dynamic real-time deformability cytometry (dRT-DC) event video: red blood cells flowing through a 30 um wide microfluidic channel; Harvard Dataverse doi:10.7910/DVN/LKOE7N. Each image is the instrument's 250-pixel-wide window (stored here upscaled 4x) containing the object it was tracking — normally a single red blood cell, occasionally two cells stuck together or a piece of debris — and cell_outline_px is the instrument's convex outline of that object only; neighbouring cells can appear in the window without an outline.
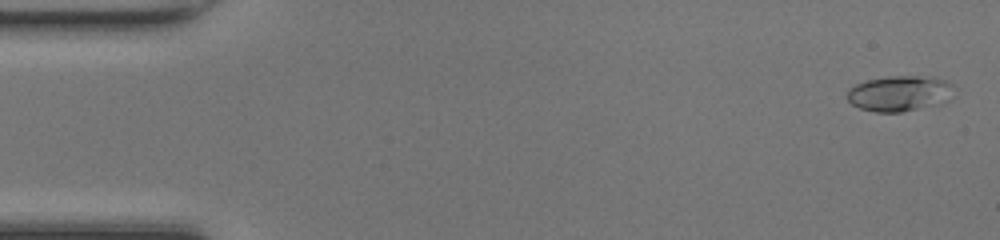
{"species": "common noctule bat (a hibernating species)", "species_latin": "Nyctalus noctula", "temperature_condition": "room temperature", "stored_images_in_passage": 9, "camera_frame_rate_fps": 3000, "um_per_image_px": 0.085, "animal": {"sex": "female", "body_mass_g": 17.0, "forearm_length_mm": 48.0}, "frame": {"image": 1, "passage_image": 2, "time_ms": 0.333, "image_size_px": [1000, 240], "cell_outline_px": [[952, 84], [916, 108], [900, 112], [876, 112], [860, 108], [852, 104], [848, 100], [848, 92], [856, 84], [868, 80], [888, 76], [916, 76], [944, 80]], "centroid_in_image_um": [76.09, 7.91], "position_along_channel_um": 8.9, "area_um2": 19.54}}